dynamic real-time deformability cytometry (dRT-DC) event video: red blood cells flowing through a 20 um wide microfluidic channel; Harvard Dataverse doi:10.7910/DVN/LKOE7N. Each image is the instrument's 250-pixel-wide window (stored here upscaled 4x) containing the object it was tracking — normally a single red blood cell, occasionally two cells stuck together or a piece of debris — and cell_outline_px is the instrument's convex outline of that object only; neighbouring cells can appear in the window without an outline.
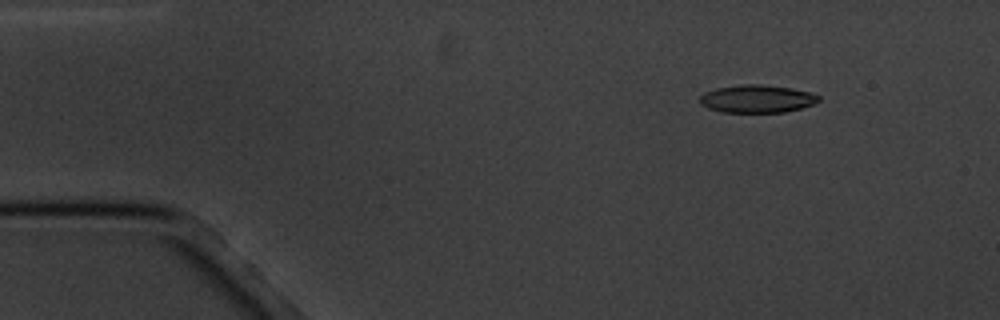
{"species": "common noctule bat (a hibernating species)", "species_latin": "Nyctalus noctula", "temperature_condition": "cold", "stored_images_in_passage": 4, "camera_frame_rate_fps": 3000, "um_per_image_px": 0.085, "animal": {"sex": "male", "body_mass_g": 20.1, "forearm_length_mm": 53.5}, "frame": {"image": 1, "passage_image": 2, "time_ms": 1.333, "image_size_px": [1000, 320], "cell_outline_px": [[820, 100], [816, 104], [784, 112], [724, 112], [708, 108], [700, 104], [700, 96], [704, 92], [716, 88], [740, 84], [760, 84], [792, 88], [812, 92], [820, 96]], "centroid_in_image_um": [64.37, 8.39], "position_along_channel_um": 20.6, "area_um2": 19.42}}
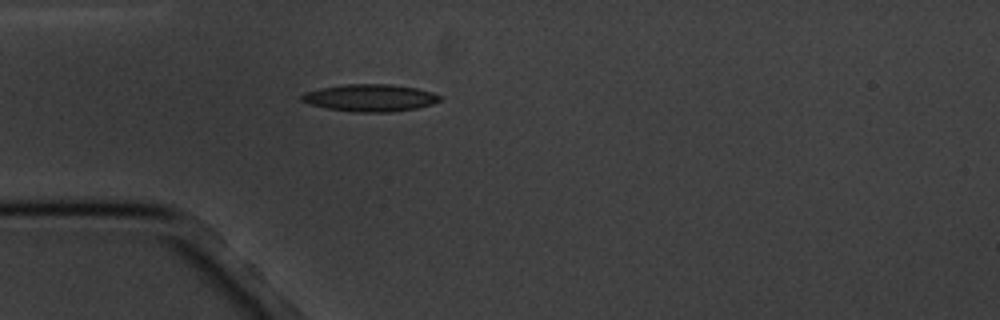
{"frame": {"image": 2, "passage_image": 4, "time_ms": 4.333, "image_size_px": [1000, 320], "cell_outline_px": [[440, 100], [432, 104], [416, 108], [392, 112], [352, 112], [328, 108], [308, 104], [300, 100], [300, 96], [304, 92], [320, 88], [344, 84], [392, 84], [416, 88], [432, 92], [440, 96]], "centroid_in_image_um": [31.42, 8.31], "position_along_channel_um": 53.6, "area_um2": 21.96}}